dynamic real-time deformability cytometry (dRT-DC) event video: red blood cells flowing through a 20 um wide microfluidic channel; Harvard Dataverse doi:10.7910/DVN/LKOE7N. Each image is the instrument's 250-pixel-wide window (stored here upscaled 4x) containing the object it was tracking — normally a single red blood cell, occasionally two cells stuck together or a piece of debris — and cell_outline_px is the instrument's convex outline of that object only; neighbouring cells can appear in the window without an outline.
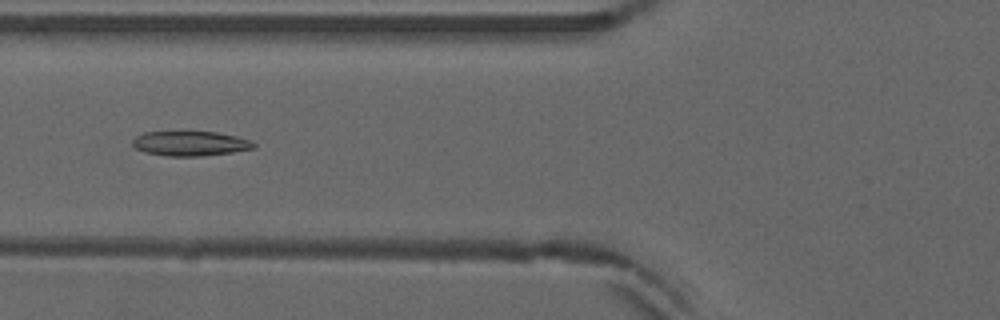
{"species": "common noctule bat (a hibernating species)", "species_latin": "Nyctalus noctula", "temperature_condition": "warm", "stored_images_in_passage": 46, "camera_frame_rate_fps": 3000, "um_per_image_px": 0.085, "animal": {"sex": "male", "forearm_length_mm": 52.5}, "frame": {"image": 1, "passage_image": 21, "time_ms": 6.667, "image_size_px": [1000, 320], "cell_outline_px": [[256, 148], [232, 152], [200, 156], [164, 156], [144, 152], [136, 148], [132, 144], [132, 140], [136, 136], [144, 132], [188, 128], [216, 132], [236, 136], [248, 140], [256, 144]], "centroid_in_image_um": [16.11, 12.14], "position_along_channel_um": 109.7, "area_um2": 18.44}}
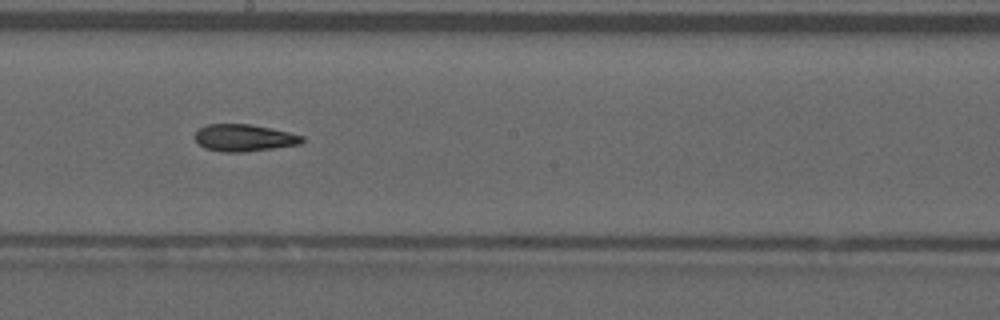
{"frame": {"image": 2, "passage_image": 30, "time_ms": 9.667, "image_size_px": [1000, 320], "cell_outline_px": [[304, 140], [300, 144], [244, 152], [220, 152], [204, 148], [192, 136], [200, 128], [208, 124], [248, 124], [288, 132], [304, 136]], "centroid_in_image_um": [20.71, 11.72], "position_along_channel_um": 227.5, "area_um2": 16.76}}
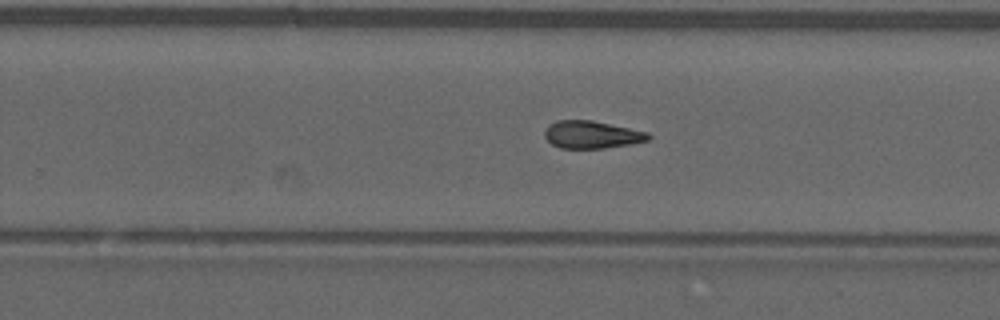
{"frame": {"image": 3, "passage_image": 34, "time_ms": 11.0, "image_size_px": [1000, 320], "cell_outline_px": [[652, 136], [648, 140], [632, 144], [604, 148], [560, 148], [552, 144], [544, 136], [544, 132], [556, 120], [592, 120], [648, 132]], "centroid_in_image_um": [50.33, 11.45], "position_along_channel_um": 279.5, "area_um2": 16.53}, "authors_computed_cell_mechanics": {"area_um2": 17.3111, "velocity_mm_per_s": 3.9252, "shape_relaxation_time_tau1_ms": null, "shape_relaxation_time_tau2_ms": 2.4836, "deformation_change_tau1": null, "deformation_change_tau2": 0.0997}}